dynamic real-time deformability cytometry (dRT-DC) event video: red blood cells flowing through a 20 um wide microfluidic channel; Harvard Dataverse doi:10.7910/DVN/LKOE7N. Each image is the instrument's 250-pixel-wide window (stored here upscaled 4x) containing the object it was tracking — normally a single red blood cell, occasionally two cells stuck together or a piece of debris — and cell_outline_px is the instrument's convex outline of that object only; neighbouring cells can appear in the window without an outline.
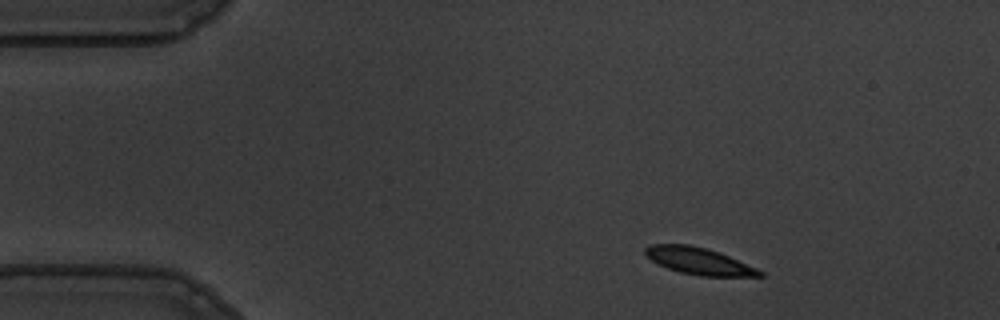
{"species": "common noctule bat (a hibernating species)", "species_latin": "Nyctalus noctula", "temperature_condition": "warm", "stored_images_in_passage": 49, "camera_frame_rate_fps": 3000, "um_per_image_px": 0.085, "animal": {"sex": "male", "body_mass_g": 19.5, "forearm_length_mm": 54.6}, "frame": {"image": 1, "passage_image": 1, "time_ms": 0.0, "image_size_px": [1000, 320], "cell_outline_px": [[764, 276], [700, 276], [680, 272], [668, 268], [652, 260], [644, 252], [644, 248], [648, 244], [688, 244], [720, 252], [756, 268], [764, 272]], "centroid_in_image_um": [59.4, 22.18], "position_along_channel_um": 25.6, "area_um2": 17.74}}
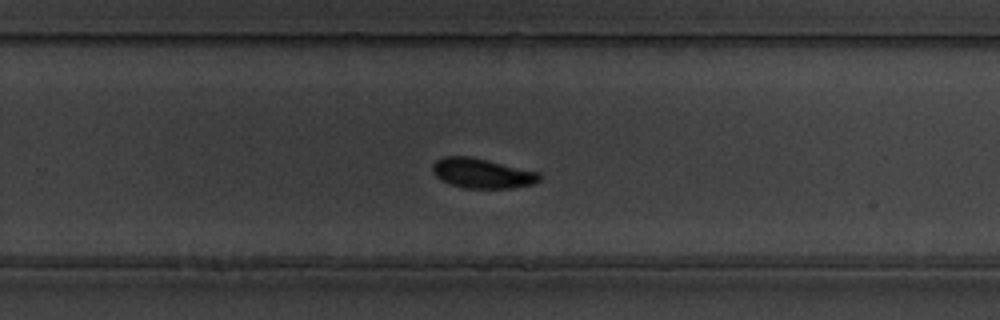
{"frame": {"image": 2, "passage_image": 29, "time_ms": 9.333, "image_size_px": [1000, 320], "cell_outline_px": [[540, 180], [536, 184], [512, 188], [464, 188], [448, 184], [440, 180], [432, 172], [432, 164], [436, 160], [444, 156], [468, 156], [488, 160], [540, 172]], "centroid_in_image_um": [40.97, 14.73], "position_along_channel_um": 288.8, "area_um2": 18.84}}
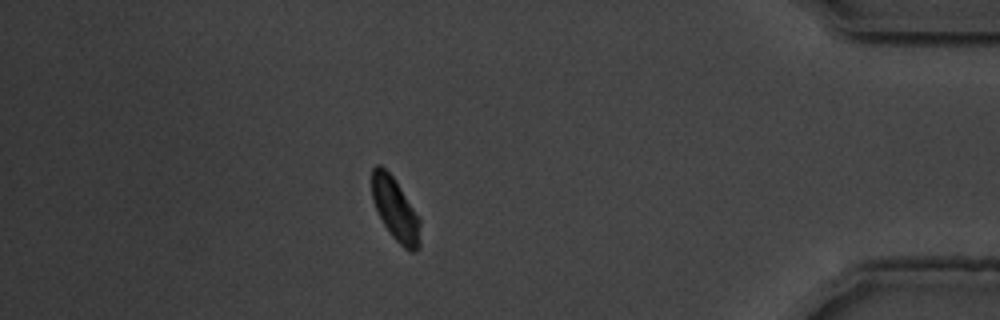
{"frame": {"image": 3, "passage_image": 42, "time_ms": 13.667, "image_size_px": [1000, 320], "cell_outline_px": [[420, 248], [412, 252], [404, 248], [392, 236], [384, 224], [372, 200], [372, 168], [376, 164], [380, 164], [396, 180], [420, 220]], "centroid_in_image_um": [33.6, 17.79], "position_along_channel_um": 401.6, "area_um2": 17.46}, "authors_computed_cell_mechanics": {"area_um2": 18.6116, "velocity_mm_per_s": 3.5527, "shape_relaxation_time_tau1_ms": 2.4581, "shape_relaxation_time_tau2_ms": null, "deformation_change_tau1": 0.1045, "deformation_change_tau2": null}}